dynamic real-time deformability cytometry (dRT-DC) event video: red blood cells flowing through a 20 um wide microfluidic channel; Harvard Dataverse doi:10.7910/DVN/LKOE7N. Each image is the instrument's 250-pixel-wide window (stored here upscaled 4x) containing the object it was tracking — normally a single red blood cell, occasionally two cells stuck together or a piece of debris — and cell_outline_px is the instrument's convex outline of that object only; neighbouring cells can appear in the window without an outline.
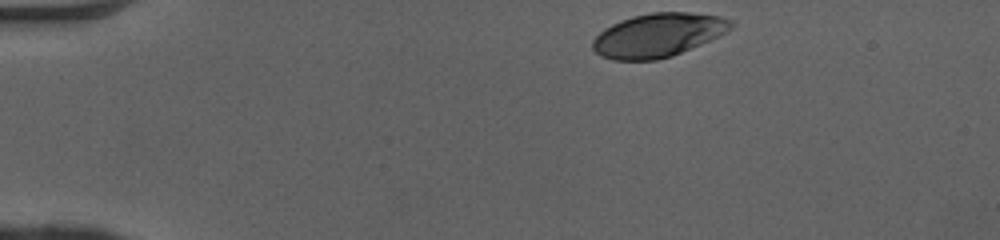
{"species": "human", "species_latin": "Homo sapiens", "temperature_condition": "cold", "stored_images_in_passage": 36, "camera_frame_rate_fps": 3000, "um_per_image_px": 0.085, "donor": {"sex": "female"}, "frame": {"image": 1, "passage_image": 1, "time_ms": 0.0, "image_size_px": [1000, 240], "cell_outline_px": [[736, 24], [732, 28], [720, 36], [672, 56], [656, 60], [612, 60], [600, 56], [592, 48], [592, 40], [604, 28], [620, 20], [632, 16], [652, 12], [688, 12], [720, 16], [732, 20]], "centroid_in_image_um": [55.94, 2.98], "position_along_channel_um": 29.1, "area_um2": 35.43}}
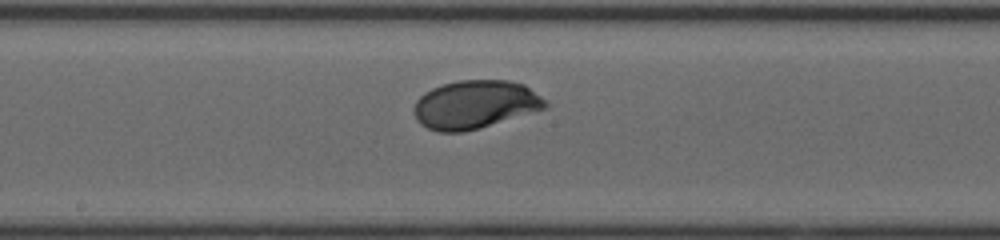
{"frame": {"image": 2, "passage_image": 20, "time_ms": 6.333, "image_size_px": [1000, 240], "cell_outline_px": [[548, 108], [480, 128], [464, 132], [440, 132], [428, 128], [420, 124], [416, 120], [412, 112], [412, 108], [416, 100], [424, 92], [432, 88], [444, 84], [460, 80], [508, 80], [524, 84], [548, 100]], "centroid_in_image_um": [40.39, 8.89], "position_along_channel_um": 207.8, "area_um2": 37.45}}
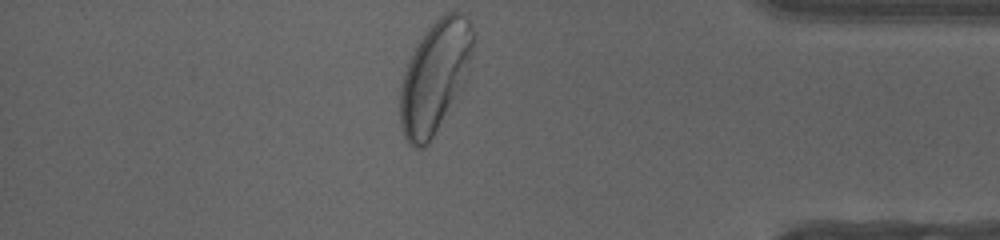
{"frame": {"image": 3, "passage_image": 36, "time_ms": 11.667, "image_size_px": [1000, 240], "cell_outline_px": [[476, 32], [472, 52], [464, 88], [428, 144], [424, 148], [412, 148], [408, 144], [404, 136], [400, 120], [400, 88], [404, 72], [408, 60], [412, 52], [424, 32], [440, 16], [448, 12], [460, 12], [468, 20]], "centroid_in_image_um": [36.98, 6.54], "position_along_channel_um": 398.2, "area_um2": 47.92}, "authors_computed_cell_mechanics": {"area_um2": 36.4429, "velocity_mm_per_s": 4.0474, "shape_relaxation_time_tau1_ms": 1.5541, "shape_relaxation_time_tau2_ms": null, "deformation_change_tau1": 0.1298, "deformation_change_tau2": null}}